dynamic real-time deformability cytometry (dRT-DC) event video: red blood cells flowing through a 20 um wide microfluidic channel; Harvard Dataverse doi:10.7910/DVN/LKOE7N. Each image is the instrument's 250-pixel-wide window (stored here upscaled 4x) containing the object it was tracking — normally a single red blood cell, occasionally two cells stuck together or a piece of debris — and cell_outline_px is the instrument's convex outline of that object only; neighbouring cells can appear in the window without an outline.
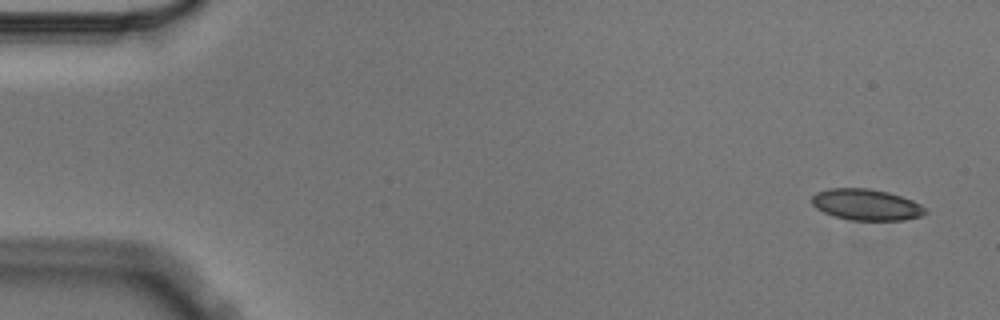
{"species": "Egyptian fruit bat (a non-hibernating species)", "species_latin": "Rousettus aegyptiacus", "temperature_condition": "cold", "stored_images_in_passage": 5, "camera_frame_rate_fps": 3000, "um_per_image_px": 0.085, "animal": {"sex": "male"}, "frame": {"image": 1, "passage_image": 1, "time_ms": 0.0, "image_size_px": [1000, 320], "cell_outline_px": [[928, 212], [920, 216], [904, 220], [852, 220], [836, 216], [824, 212], [816, 208], [812, 204], [812, 196], [816, 192], [828, 188], [868, 188], [888, 192], [912, 200], [920, 204]], "centroid_in_image_um": [73.62, 17.39], "position_along_channel_um": 11.4, "area_um2": 20.52}}
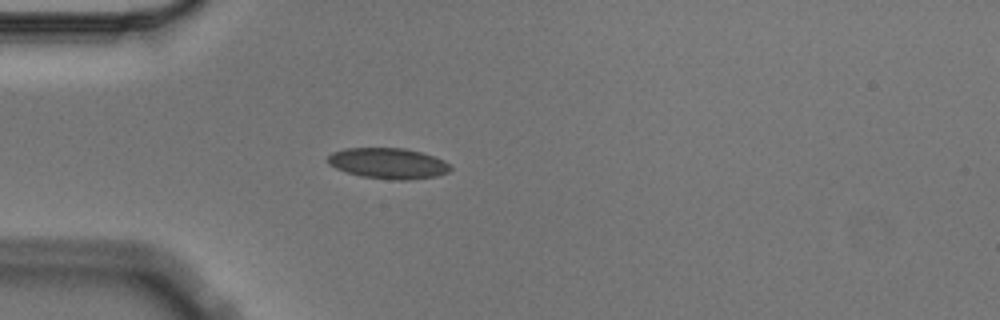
{"frame": {"image": 2, "passage_image": 4, "time_ms": 1.0, "image_size_px": [1000, 320], "cell_outline_px": [[452, 168], [448, 172], [436, 176], [408, 180], [396, 180], [360, 176], [336, 168], [328, 164], [328, 156], [332, 152], [344, 148], [404, 148], [420, 152], [444, 160], [452, 164]], "centroid_in_image_um": [33.01, 13.88], "position_along_channel_um": 52.0, "area_um2": 21.96}}